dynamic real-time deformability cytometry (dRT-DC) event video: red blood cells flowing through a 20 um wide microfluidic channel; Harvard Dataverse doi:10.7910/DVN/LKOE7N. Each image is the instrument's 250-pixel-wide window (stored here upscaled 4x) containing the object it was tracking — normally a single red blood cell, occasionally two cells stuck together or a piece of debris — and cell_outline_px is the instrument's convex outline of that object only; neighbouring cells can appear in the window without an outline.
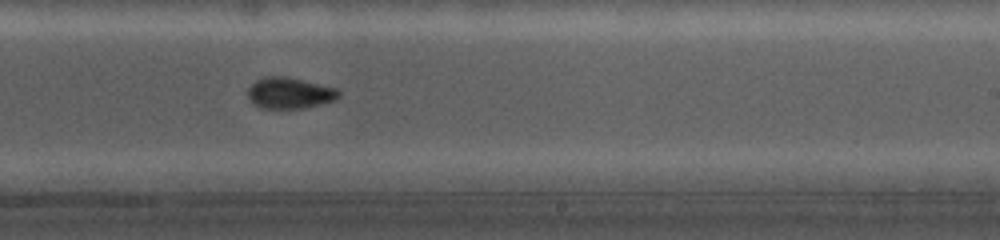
{"species": "common noctule bat (a hibernating species)", "species_latin": "Nyctalus noctula", "temperature_condition": "cold", "stored_images_in_passage": 56, "camera_frame_rate_fps": 5000, "um_per_image_px": 0.085, "animal": {"sex": "female", "body_mass_g": 19.0, "forearm_length_mm": 56.7}, "frame": {"image": 1, "passage_image": 39, "time_ms": 12.0, "image_size_px": [1000, 240], "cell_outline_px": [[340, 92], [332, 100], [320, 104], [280, 112], [260, 108], [252, 104], [248, 96], [248, 88], [252, 84], [260, 80], [272, 76], [284, 76], [332, 88]], "centroid_in_image_um": [24.5, 7.98], "position_along_channel_um": 264.5, "area_um2": 16.3}}
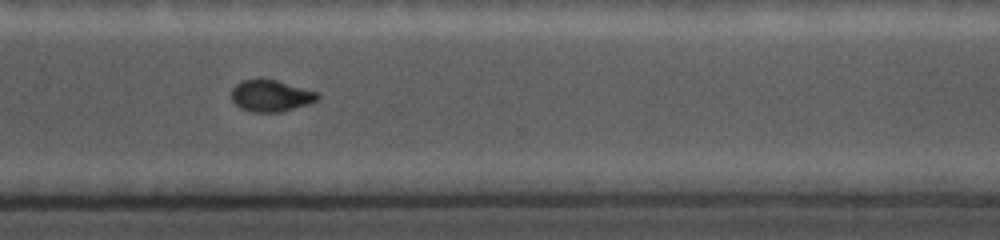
{"frame": {"image": 2, "passage_image": 45, "time_ms": 14.2, "image_size_px": [1000, 240], "cell_outline_px": [[316, 100], [280, 112], [252, 112], [240, 108], [232, 100], [232, 88], [236, 84], [244, 80], [276, 80], [316, 92]], "centroid_in_image_um": [22.94, 8.15], "position_along_channel_um": 347.7, "area_um2": 15.2}}
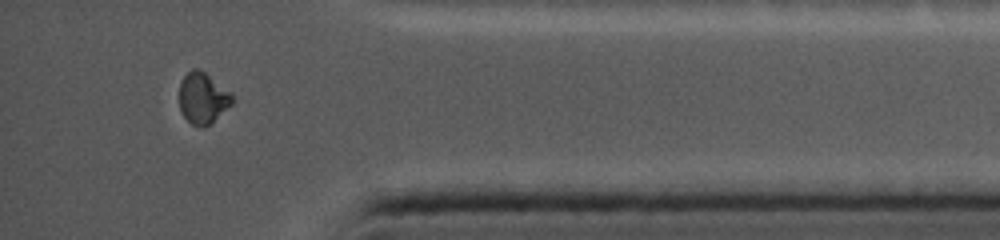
{"frame": {"image": 3, "passage_image": 53, "time_ms": 16.2, "image_size_px": [1000, 240], "cell_outline_px": [[232, 104], [212, 124], [204, 128], [200, 128], [192, 124], [184, 116], [180, 108], [180, 84], [184, 76], [188, 72], [196, 68], [204, 72], [232, 96]], "centroid_in_image_um": [17.22, 8.4], "position_along_channel_um": 418.0, "area_um2": 15.37}}